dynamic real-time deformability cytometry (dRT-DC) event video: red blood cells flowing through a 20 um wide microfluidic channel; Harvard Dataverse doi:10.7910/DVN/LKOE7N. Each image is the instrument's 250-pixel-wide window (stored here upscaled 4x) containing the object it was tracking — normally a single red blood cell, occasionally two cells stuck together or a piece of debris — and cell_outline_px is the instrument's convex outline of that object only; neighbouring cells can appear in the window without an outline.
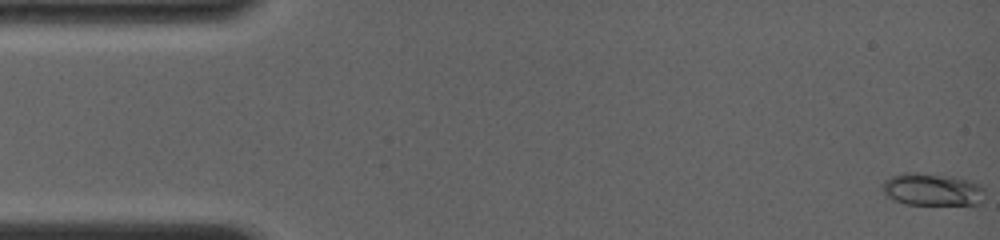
{"species": "common noctule bat (a hibernating species)", "species_latin": "Nyctalus noctula", "temperature_condition": "room temperature", "stored_images_in_passage": 91, "camera_frame_rate_fps": 4000, "um_per_image_px": 0.085, "animal": {"sex": "female", "body_mass_g": 19.0, "forearm_length_mm": 56.7}, "frame": {"image": 1, "passage_image": 1, "time_ms": 0.0, "image_size_px": [1000, 240], "cell_outline_px": [[984, 200], [980, 204], [904, 204], [892, 200], [880, 188], [880, 184], [884, 180], [892, 176], [904, 172], [916, 172], [952, 176], [968, 180], [980, 184], [984, 188]], "centroid_in_image_um": [79.22, 16.1], "position_along_channel_um": 5.8, "area_um2": 19.65}}
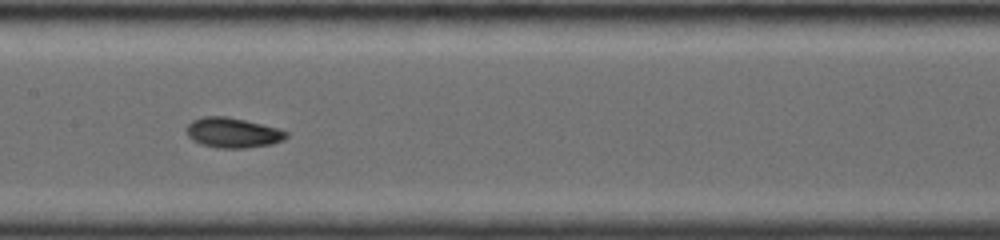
{"frame": {"image": 2, "passage_image": 35, "time_ms": 7.75, "image_size_px": [1000, 240], "cell_outline_px": [[288, 136], [284, 140], [272, 144], [244, 148], [220, 148], [200, 144], [192, 140], [188, 136], [188, 124], [192, 120], [204, 116], [224, 116], [244, 120], [276, 128], [288, 132]], "centroid_in_image_um": [19.78, 11.29], "position_along_channel_um": 187.6, "area_um2": 17.28}}
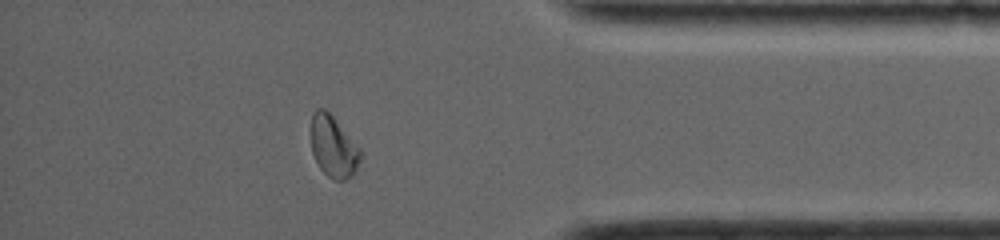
{"frame": {"image": 3, "passage_image": 82, "time_ms": 13.5, "image_size_px": [1000, 240], "cell_outline_px": [[364, 156], [352, 176], [344, 180], [336, 180], [328, 176], [320, 168], [312, 152], [312, 112], [316, 108], [324, 108], [332, 116], [360, 148]], "centroid_in_image_um": [28.37, 12.48], "position_along_channel_um": 406.8, "area_um2": 17.57}, "authors_computed_cell_mechanics": {"area_um2": 17.1666, "velocity_mm_per_s": 4.0378, "shape_relaxation_time_tau1_ms": 4.9527, "shape_relaxation_time_tau2_ms": 2.008, "deformation_change_tau1": 0.1752, "deformation_change_tau2": 0.0523}}